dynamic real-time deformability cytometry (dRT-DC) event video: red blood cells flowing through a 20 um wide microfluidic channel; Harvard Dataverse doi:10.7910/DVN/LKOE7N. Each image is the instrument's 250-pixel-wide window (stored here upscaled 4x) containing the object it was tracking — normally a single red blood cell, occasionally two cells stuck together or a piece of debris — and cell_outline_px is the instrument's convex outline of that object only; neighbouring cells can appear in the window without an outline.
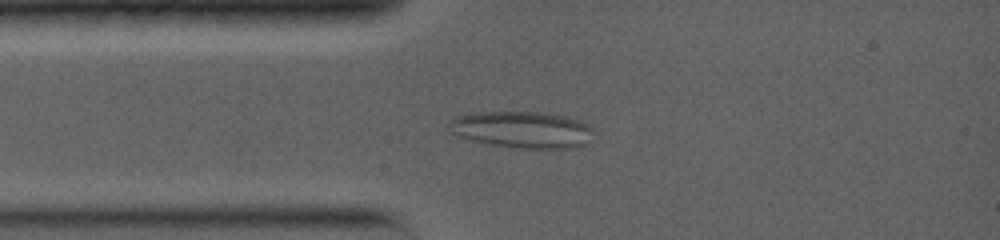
{"species": "common noctule bat (a hibernating species)", "species_latin": "Nyctalus noctula", "temperature_condition": "warm", "stored_images_in_passage": 22, "camera_frame_rate_fps": 5000, "um_per_image_px": 0.085, "animal": {"sex": "female", "body_mass_g": 19.0, "forearm_length_mm": 56.7}, "frame": {"image": 1, "passage_image": 3, "time_ms": 1.6, "image_size_px": [1000, 240], "cell_outline_px": [[592, 128], [588, 144], [576, 148], [516, 148], [488, 144], [456, 136], [452, 132], [448, 124], [448, 120], [452, 116], [476, 112], [540, 112], [564, 116], [580, 120], [588, 124]], "centroid_in_image_um": [44.34, 11.02], "position_along_channel_um": 40.7, "area_um2": 31.15}}
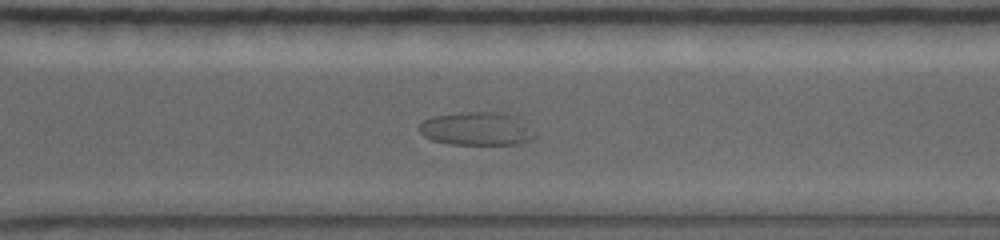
{"frame": {"image": 2, "passage_image": 14, "time_ms": 9.6, "image_size_px": [1000, 240], "cell_outline_px": [[540, 136], [520, 144], [448, 144], [432, 140], [424, 136], [420, 132], [420, 124], [424, 120], [432, 116], [460, 112], [504, 112], [516, 116]], "centroid_in_image_um": [40.56, 10.94], "position_along_channel_um": 330.0, "area_um2": 22.66}}
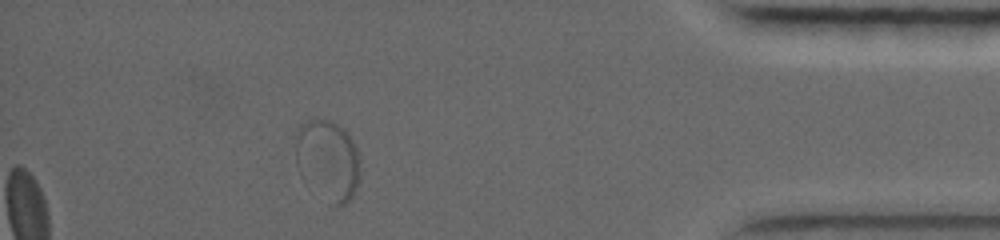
{"frame": {"image": 3, "passage_image": 19, "time_ms": 13.0, "image_size_px": [1000, 240], "cell_outline_px": [[356, 188], [352, 196], [344, 204], [332, 204], [296, 164], [296, 128], [300, 124], [308, 120], [332, 120], [344, 128], [352, 140], [356, 148]], "centroid_in_image_um": [27.84, 13.48], "position_along_channel_um": 407.4, "area_um2": 28.5}}